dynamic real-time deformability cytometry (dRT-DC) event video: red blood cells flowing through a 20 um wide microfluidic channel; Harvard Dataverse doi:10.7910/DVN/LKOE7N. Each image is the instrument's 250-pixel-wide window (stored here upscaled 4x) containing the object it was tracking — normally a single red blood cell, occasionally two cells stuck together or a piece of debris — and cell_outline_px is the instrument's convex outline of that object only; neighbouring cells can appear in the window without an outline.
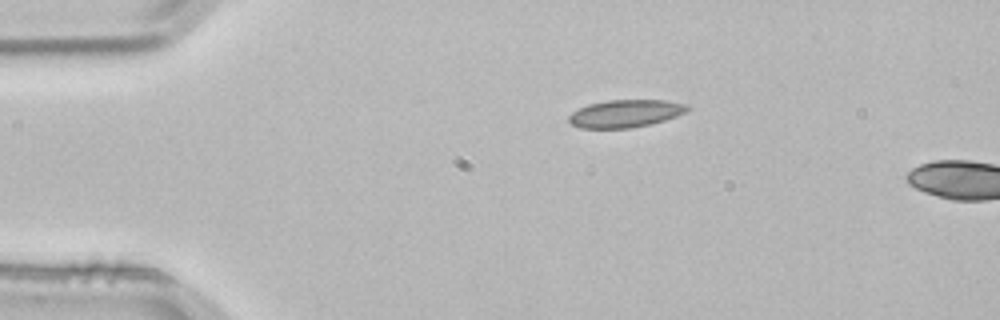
{"species": "common noctule bat (a hibernating species)", "species_latin": "Nyctalus noctula", "temperature_condition": "room temperature", "stored_images_in_passage": 2, "camera_frame_rate_fps": 3000, "um_per_image_px": 0.085, "animal": {"sex": "male", "body_mass_g": 21.5, "forearm_length_mm": 52.0}, "frame": {"image": 1, "passage_image": 1, "time_ms": 0.0, "image_size_px": [1000, 320], "cell_outline_px": [[692, 108], [676, 116], [664, 120], [648, 124], [628, 128], [580, 128], [572, 124], [568, 120], [568, 116], [572, 112], [588, 104], [608, 100], [664, 100], [688, 104]], "centroid_in_image_um": [53.16, 9.64], "position_along_channel_um": 31.8, "area_um2": 18.96}}